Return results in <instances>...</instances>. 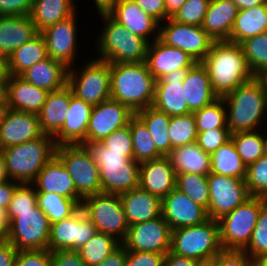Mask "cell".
Instances as JSON below:
<instances>
[{"label": "cell", "instance_id": "cell-72", "mask_svg": "<svg viewBox=\"0 0 267 266\" xmlns=\"http://www.w3.org/2000/svg\"><path fill=\"white\" fill-rule=\"evenodd\" d=\"M255 266H267V253L255 260Z\"/></svg>", "mask_w": 267, "mask_h": 266}, {"label": "cell", "instance_id": "cell-12", "mask_svg": "<svg viewBox=\"0 0 267 266\" xmlns=\"http://www.w3.org/2000/svg\"><path fill=\"white\" fill-rule=\"evenodd\" d=\"M51 224L36 205L31 211L15 212L5 237L18 251L47 250Z\"/></svg>", "mask_w": 267, "mask_h": 266}, {"label": "cell", "instance_id": "cell-29", "mask_svg": "<svg viewBox=\"0 0 267 266\" xmlns=\"http://www.w3.org/2000/svg\"><path fill=\"white\" fill-rule=\"evenodd\" d=\"M38 34L30 16H0V54L8 58L14 50Z\"/></svg>", "mask_w": 267, "mask_h": 266}, {"label": "cell", "instance_id": "cell-34", "mask_svg": "<svg viewBox=\"0 0 267 266\" xmlns=\"http://www.w3.org/2000/svg\"><path fill=\"white\" fill-rule=\"evenodd\" d=\"M168 158L176 174L208 176L211 173V154L203 151L196 142L173 148Z\"/></svg>", "mask_w": 267, "mask_h": 266}, {"label": "cell", "instance_id": "cell-3", "mask_svg": "<svg viewBox=\"0 0 267 266\" xmlns=\"http://www.w3.org/2000/svg\"><path fill=\"white\" fill-rule=\"evenodd\" d=\"M111 99L133 113L153 105L156 79L146 62L110 63Z\"/></svg>", "mask_w": 267, "mask_h": 266}, {"label": "cell", "instance_id": "cell-17", "mask_svg": "<svg viewBox=\"0 0 267 266\" xmlns=\"http://www.w3.org/2000/svg\"><path fill=\"white\" fill-rule=\"evenodd\" d=\"M77 13L78 11L40 32L46 44L48 57L63 63L67 68L76 65L78 56Z\"/></svg>", "mask_w": 267, "mask_h": 266}, {"label": "cell", "instance_id": "cell-56", "mask_svg": "<svg viewBox=\"0 0 267 266\" xmlns=\"http://www.w3.org/2000/svg\"><path fill=\"white\" fill-rule=\"evenodd\" d=\"M216 266H255L244 251L222 250L216 255Z\"/></svg>", "mask_w": 267, "mask_h": 266}, {"label": "cell", "instance_id": "cell-11", "mask_svg": "<svg viewBox=\"0 0 267 266\" xmlns=\"http://www.w3.org/2000/svg\"><path fill=\"white\" fill-rule=\"evenodd\" d=\"M81 208L94 224L97 232L109 234L123 242L129 225L119 194L98 193L83 198Z\"/></svg>", "mask_w": 267, "mask_h": 266}, {"label": "cell", "instance_id": "cell-8", "mask_svg": "<svg viewBox=\"0 0 267 266\" xmlns=\"http://www.w3.org/2000/svg\"><path fill=\"white\" fill-rule=\"evenodd\" d=\"M93 56L84 66L69 68L67 82L73 95L92 106L111 99L110 63Z\"/></svg>", "mask_w": 267, "mask_h": 266}, {"label": "cell", "instance_id": "cell-60", "mask_svg": "<svg viewBox=\"0 0 267 266\" xmlns=\"http://www.w3.org/2000/svg\"><path fill=\"white\" fill-rule=\"evenodd\" d=\"M18 250L6 239L0 242V266H15Z\"/></svg>", "mask_w": 267, "mask_h": 266}, {"label": "cell", "instance_id": "cell-65", "mask_svg": "<svg viewBox=\"0 0 267 266\" xmlns=\"http://www.w3.org/2000/svg\"><path fill=\"white\" fill-rule=\"evenodd\" d=\"M10 222L7 217V211L0 207V242L5 240V237L9 231Z\"/></svg>", "mask_w": 267, "mask_h": 266}, {"label": "cell", "instance_id": "cell-70", "mask_svg": "<svg viewBox=\"0 0 267 266\" xmlns=\"http://www.w3.org/2000/svg\"><path fill=\"white\" fill-rule=\"evenodd\" d=\"M9 78L8 59L0 54V80Z\"/></svg>", "mask_w": 267, "mask_h": 266}, {"label": "cell", "instance_id": "cell-74", "mask_svg": "<svg viewBox=\"0 0 267 266\" xmlns=\"http://www.w3.org/2000/svg\"><path fill=\"white\" fill-rule=\"evenodd\" d=\"M4 111L5 110L2 107H0V122H1Z\"/></svg>", "mask_w": 267, "mask_h": 266}, {"label": "cell", "instance_id": "cell-53", "mask_svg": "<svg viewBox=\"0 0 267 266\" xmlns=\"http://www.w3.org/2000/svg\"><path fill=\"white\" fill-rule=\"evenodd\" d=\"M231 139L228 128H215L197 135L196 143L206 153L212 154Z\"/></svg>", "mask_w": 267, "mask_h": 266}, {"label": "cell", "instance_id": "cell-62", "mask_svg": "<svg viewBox=\"0 0 267 266\" xmlns=\"http://www.w3.org/2000/svg\"><path fill=\"white\" fill-rule=\"evenodd\" d=\"M198 260L168 251L164 256L165 266H196Z\"/></svg>", "mask_w": 267, "mask_h": 266}, {"label": "cell", "instance_id": "cell-35", "mask_svg": "<svg viewBox=\"0 0 267 266\" xmlns=\"http://www.w3.org/2000/svg\"><path fill=\"white\" fill-rule=\"evenodd\" d=\"M77 10L75 0H34L29 14L38 33L68 18Z\"/></svg>", "mask_w": 267, "mask_h": 266}, {"label": "cell", "instance_id": "cell-15", "mask_svg": "<svg viewBox=\"0 0 267 266\" xmlns=\"http://www.w3.org/2000/svg\"><path fill=\"white\" fill-rule=\"evenodd\" d=\"M97 232L94 224L80 207L70 217L51 224L48 250H75L81 248Z\"/></svg>", "mask_w": 267, "mask_h": 266}, {"label": "cell", "instance_id": "cell-41", "mask_svg": "<svg viewBox=\"0 0 267 266\" xmlns=\"http://www.w3.org/2000/svg\"><path fill=\"white\" fill-rule=\"evenodd\" d=\"M121 245L113 236L101 232L90 238L77 250L86 266H96Z\"/></svg>", "mask_w": 267, "mask_h": 266}, {"label": "cell", "instance_id": "cell-31", "mask_svg": "<svg viewBox=\"0 0 267 266\" xmlns=\"http://www.w3.org/2000/svg\"><path fill=\"white\" fill-rule=\"evenodd\" d=\"M9 109L38 114L46 102L48 91L28 83L20 75H9Z\"/></svg>", "mask_w": 267, "mask_h": 266}, {"label": "cell", "instance_id": "cell-59", "mask_svg": "<svg viewBox=\"0 0 267 266\" xmlns=\"http://www.w3.org/2000/svg\"><path fill=\"white\" fill-rule=\"evenodd\" d=\"M51 266H86V264L77 251L61 250L51 252Z\"/></svg>", "mask_w": 267, "mask_h": 266}, {"label": "cell", "instance_id": "cell-16", "mask_svg": "<svg viewBox=\"0 0 267 266\" xmlns=\"http://www.w3.org/2000/svg\"><path fill=\"white\" fill-rule=\"evenodd\" d=\"M171 228L163 216L132 224L121 243L127 251L166 254L170 251Z\"/></svg>", "mask_w": 267, "mask_h": 266}, {"label": "cell", "instance_id": "cell-50", "mask_svg": "<svg viewBox=\"0 0 267 266\" xmlns=\"http://www.w3.org/2000/svg\"><path fill=\"white\" fill-rule=\"evenodd\" d=\"M243 251L254 261L267 253V202L261 207L251 240Z\"/></svg>", "mask_w": 267, "mask_h": 266}, {"label": "cell", "instance_id": "cell-9", "mask_svg": "<svg viewBox=\"0 0 267 266\" xmlns=\"http://www.w3.org/2000/svg\"><path fill=\"white\" fill-rule=\"evenodd\" d=\"M265 198L251 196L218 219L223 250L243 251L249 244Z\"/></svg>", "mask_w": 267, "mask_h": 266}, {"label": "cell", "instance_id": "cell-36", "mask_svg": "<svg viewBox=\"0 0 267 266\" xmlns=\"http://www.w3.org/2000/svg\"><path fill=\"white\" fill-rule=\"evenodd\" d=\"M267 31V4L238 10L228 41L241 44Z\"/></svg>", "mask_w": 267, "mask_h": 266}, {"label": "cell", "instance_id": "cell-63", "mask_svg": "<svg viewBox=\"0 0 267 266\" xmlns=\"http://www.w3.org/2000/svg\"><path fill=\"white\" fill-rule=\"evenodd\" d=\"M18 182L8 181L6 183L0 184V207L7 209L11 202L15 187Z\"/></svg>", "mask_w": 267, "mask_h": 266}, {"label": "cell", "instance_id": "cell-52", "mask_svg": "<svg viewBox=\"0 0 267 266\" xmlns=\"http://www.w3.org/2000/svg\"><path fill=\"white\" fill-rule=\"evenodd\" d=\"M105 147L111 151L124 152L127 158H133V146L130 131V121L127 126L122 129L113 131L101 142Z\"/></svg>", "mask_w": 267, "mask_h": 266}, {"label": "cell", "instance_id": "cell-68", "mask_svg": "<svg viewBox=\"0 0 267 266\" xmlns=\"http://www.w3.org/2000/svg\"><path fill=\"white\" fill-rule=\"evenodd\" d=\"M187 0H164L166 13L172 17Z\"/></svg>", "mask_w": 267, "mask_h": 266}, {"label": "cell", "instance_id": "cell-51", "mask_svg": "<svg viewBox=\"0 0 267 266\" xmlns=\"http://www.w3.org/2000/svg\"><path fill=\"white\" fill-rule=\"evenodd\" d=\"M210 0H187L171 17L177 23L201 26Z\"/></svg>", "mask_w": 267, "mask_h": 266}, {"label": "cell", "instance_id": "cell-55", "mask_svg": "<svg viewBox=\"0 0 267 266\" xmlns=\"http://www.w3.org/2000/svg\"><path fill=\"white\" fill-rule=\"evenodd\" d=\"M165 254L143 251H127L125 266H160Z\"/></svg>", "mask_w": 267, "mask_h": 266}, {"label": "cell", "instance_id": "cell-69", "mask_svg": "<svg viewBox=\"0 0 267 266\" xmlns=\"http://www.w3.org/2000/svg\"><path fill=\"white\" fill-rule=\"evenodd\" d=\"M8 181H11V179L7 173L5 160H4V157L0 151V184L6 183Z\"/></svg>", "mask_w": 267, "mask_h": 266}, {"label": "cell", "instance_id": "cell-6", "mask_svg": "<svg viewBox=\"0 0 267 266\" xmlns=\"http://www.w3.org/2000/svg\"><path fill=\"white\" fill-rule=\"evenodd\" d=\"M53 136L41 137L0 150L10 179L21 184H32L45 164L55 156Z\"/></svg>", "mask_w": 267, "mask_h": 266}, {"label": "cell", "instance_id": "cell-22", "mask_svg": "<svg viewBox=\"0 0 267 266\" xmlns=\"http://www.w3.org/2000/svg\"><path fill=\"white\" fill-rule=\"evenodd\" d=\"M107 14L131 33L147 40L149 43L159 38L160 23L144 12L132 0H119Z\"/></svg>", "mask_w": 267, "mask_h": 266}, {"label": "cell", "instance_id": "cell-66", "mask_svg": "<svg viewBox=\"0 0 267 266\" xmlns=\"http://www.w3.org/2000/svg\"><path fill=\"white\" fill-rule=\"evenodd\" d=\"M238 10L249 9L261 4H267V0H231Z\"/></svg>", "mask_w": 267, "mask_h": 266}, {"label": "cell", "instance_id": "cell-64", "mask_svg": "<svg viewBox=\"0 0 267 266\" xmlns=\"http://www.w3.org/2000/svg\"><path fill=\"white\" fill-rule=\"evenodd\" d=\"M9 105V89L8 78L0 80V107L4 110L8 109Z\"/></svg>", "mask_w": 267, "mask_h": 266}, {"label": "cell", "instance_id": "cell-14", "mask_svg": "<svg viewBox=\"0 0 267 266\" xmlns=\"http://www.w3.org/2000/svg\"><path fill=\"white\" fill-rule=\"evenodd\" d=\"M210 199L208 216L218 220L251 197L244 178L216 173L207 176Z\"/></svg>", "mask_w": 267, "mask_h": 266}, {"label": "cell", "instance_id": "cell-58", "mask_svg": "<svg viewBox=\"0 0 267 266\" xmlns=\"http://www.w3.org/2000/svg\"><path fill=\"white\" fill-rule=\"evenodd\" d=\"M134 1L144 12L156 19L159 23L171 18L166 13L164 0H132Z\"/></svg>", "mask_w": 267, "mask_h": 266}, {"label": "cell", "instance_id": "cell-48", "mask_svg": "<svg viewBox=\"0 0 267 266\" xmlns=\"http://www.w3.org/2000/svg\"><path fill=\"white\" fill-rule=\"evenodd\" d=\"M244 181L251 196L267 197V156L246 167Z\"/></svg>", "mask_w": 267, "mask_h": 266}, {"label": "cell", "instance_id": "cell-47", "mask_svg": "<svg viewBox=\"0 0 267 266\" xmlns=\"http://www.w3.org/2000/svg\"><path fill=\"white\" fill-rule=\"evenodd\" d=\"M168 132L171 150L196 142L198 133L193 113L172 116Z\"/></svg>", "mask_w": 267, "mask_h": 266}, {"label": "cell", "instance_id": "cell-43", "mask_svg": "<svg viewBox=\"0 0 267 266\" xmlns=\"http://www.w3.org/2000/svg\"><path fill=\"white\" fill-rule=\"evenodd\" d=\"M231 140L235 145L243 164L248 167L263 156V130L231 133Z\"/></svg>", "mask_w": 267, "mask_h": 266}, {"label": "cell", "instance_id": "cell-44", "mask_svg": "<svg viewBox=\"0 0 267 266\" xmlns=\"http://www.w3.org/2000/svg\"><path fill=\"white\" fill-rule=\"evenodd\" d=\"M247 64L255 77L267 75V31L241 43Z\"/></svg>", "mask_w": 267, "mask_h": 266}, {"label": "cell", "instance_id": "cell-21", "mask_svg": "<svg viewBox=\"0 0 267 266\" xmlns=\"http://www.w3.org/2000/svg\"><path fill=\"white\" fill-rule=\"evenodd\" d=\"M161 215L171 230L198 225L209 219L204 207L194 203L186 194L176 188L162 199Z\"/></svg>", "mask_w": 267, "mask_h": 266}, {"label": "cell", "instance_id": "cell-45", "mask_svg": "<svg viewBox=\"0 0 267 266\" xmlns=\"http://www.w3.org/2000/svg\"><path fill=\"white\" fill-rule=\"evenodd\" d=\"M176 189L186 194L194 203L208 210L210 192L206 175L176 174Z\"/></svg>", "mask_w": 267, "mask_h": 266}, {"label": "cell", "instance_id": "cell-61", "mask_svg": "<svg viewBox=\"0 0 267 266\" xmlns=\"http://www.w3.org/2000/svg\"><path fill=\"white\" fill-rule=\"evenodd\" d=\"M127 258V250L121 244L109 256H107L101 263L96 266H125Z\"/></svg>", "mask_w": 267, "mask_h": 266}, {"label": "cell", "instance_id": "cell-26", "mask_svg": "<svg viewBox=\"0 0 267 266\" xmlns=\"http://www.w3.org/2000/svg\"><path fill=\"white\" fill-rule=\"evenodd\" d=\"M92 105L77 98L70 97L69 110L63 127L53 136L55 145L86 144V132L90 120Z\"/></svg>", "mask_w": 267, "mask_h": 266}, {"label": "cell", "instance_id": "cell-32", "mask_svg": "<svg viewBox=\"0 0 267 266\" xmlns=\"http://www.w3.org/2000/svg\"><path fill=\"white\" fill-rule=\"evenodd\" d=\"M72 95L73 92L68 85L48 93L46 102L38 113L40 127L44 134L54 136L63 127Z\"/></svg>", "mask_w": 267, "mask_h": 266}, {"label": "cell", "instance_id": "cell-19", "mask_svg": "<svg viewBox=\"0 0 267 266\" xmlns=\"http://www.w3.org/2000/svg\"><path fill=\"white\" fill-rule=\"evenodd\" d=\"M38 114L6 109L0 122V150L41 137Z\"/></svg>", "mask_w": 267, "mask_h": 266}, {"label": "cell", "instance_id": "cell-2", "mask_svg": "<svg viewBox=\"0 0 267 266\" xmlns=\"http://www.w3.org/2000/svg\"><path fill=\"white\" fill-rule=\"evenodd\" d=\"M208 70L211 87L222 98L255 76L250 70L241 44L214 41L201 62Z\"/></svg>", "mask_w": 267, "mask_h": 266}, {"label": "cell", "instance_id": "cell-25", "mask_svg": "<svg viewBox=\"0 0 267 266\" xmlns=\"http://www.w3.org/2000/svg\"><path fill=\"white\" fill-rule=\"evenodd\" d=\"M195 63L186 52L159 39L149 43L146 64L156 80L177 69H190Z\"/></svg>", "mask_w": 267, "mask_h": 266}, {"label": "cell", "instance_id": "cell-5", "mask_svg": "<svg viewBox=\"0 0 267 266\" xmlns=\"http://www.w3.org/2000/svg\"><path fill=\"white\" fill-rule=\"evenodd\" d=\"M100 171L101 192L121 194L139 187L140 163L111 151L100 142L83 144Z\"/></svg>", "mask_w": 267, "mask_h": 266}, {"label": "cell", "instance_id": "cell-7", "mask_svg": "<svg viewBox=\"0 0 267 266\" xmlns=\"http://www.w3.org/2000/svg\"><path fill=\"white\" fill-rule=\"evenodd\" d=\"M223 250L219 223L209 218L205 222L172 230L170 252L196 260L215 257Z\"/></svg>", "mask_w": 267, "mask_h": 266}, {"label": "cell", "instance_id": "cell-42", "mask_svg": "<svg viewBox=\"0 0 267 266\" xmlns=\"http://www.w3.org/2000/svg\"><path fill=\"white\" fill-rule=\"evenodd\" d=\"M37 205L49 218L50 224L70 217L81 206L73 199L57 193H37Z\"/></svg>", "mask_w": 267, "mask_h": 266}, {"label": "cell", "instance_id": "cell-27", "mask_svg": "<svg viewBox=\"0 0 267 266\" xmlns=\"http://www.w3.org/2000/svg\"><path fill=\"white\" fill-rule=\"evenodd\" d=\"M128 225L161 216L162 200L140 187L119 194Z\"/></svg>", "mask_w": 267, "mask_h": 266}, {"label": "cell", "instance_id": "cell-54", "mask_svg": "<svg viewBox=\"0 0 267 266\" xmlns=\"http://www.w3.org/2000/svg\"><path fill=\"white\" fill-rule=\"evenodd\" d=\"M15 266H51V252L48 249L18 251Z\"/></svg>", "mask_w": 267, "mask_h": 266}, {"label": "cell", "instance_id": "cell-57", "mask_svg": "<svg viewBox=\"0 0 267 266\" xmlns=\"http://www.w3.org/2000/svg\"><path fill=\"white\" fill-rule=\"evenodd\" d=\"M34 0H0V16H27Z\"/></svg>", "mask_w": 267, "mask_h": 266}, {"label": "cell", "instance_id": "cell-37", "mask_svg": "<svg viewBox=\"0 0 267 266\" xmlns=\"http://www.w3.org/2000/svg\"><path fill=\"white\" fill-rule=\"evenodd\" d=\"M48 58L43 36L38 33L30 41L12 52L8 59L9 75H21L28 68Z\"/></svg>", "mask_w": 267, "mask_h": 266}, {"label": "cell", "instance_id": "cell-71", "mask_svg": "<svg viewBox=\"0 0 267 266\" xmlns=\"http://www.w3.org/2000/svg\"><path fill=\"white\" fill-rule=\"evenodd\" d=\"M196 266H216V256L199 260Z\"/></svg>", "mask_w": 267, "mask_h": 266}, {"label": "cell", "instance_id": "cell-73", "mask_svg": "<svg viewBox=\"0 0 267 266\" xmlns=\"http://www.w3.org/2000/svg\"><path fill=\"white\" fill-rule=\"evenodd\" d=\"M267 128L265 127L263 129L264 133H263V154L267 156ZM266 131V133H265Z\"/></svg>", "mask_w": 267, "mask_h": 266}, {"label": "cell", "instance_id": "cell-18", "mask_svg": "<svg viewBox=\"0 0 267 266\" xmlns=\"http://www.w3.org/2000/svg\"><path fill=\"white\" fill-rule=\"evenodd\" d=\"M134 115L127 106L112 99L94 105L86 132V144L101 142L113 131L127 126Z\"/></svg>", "mask_w": 267, "mask_h": 266}, {"label": "cell", "instance_id": "cell-40", "mask_svg": "<svg viewBox=\"0 0 267 266\" xmlns=\"http://www.w3.org/2000/svg\"><path fill=\"white\" fill-rule=\"evenodd\" d=\"M133 159L138 163L162 157L157 151L152 136L144 123L134 115L130 119Z\"/></svg>", "mask_w": 267, "mask_h": 266}, {"label": "cell", "instance_id": "cell-46", "mask_svg": "<svg viewBox=\"0 0 267 266\" xmlns=\"http://www.w3.org/2000/svg\"><path fill=\"white\" fill-rule=\"evenodd\" d=\"M197 133L215 128H228L226 107L223 98H217L211 104L193 112Z\"/></svg>", "mask_w": 267, "mask_h": 266}, {"label": "cell", "instance_id": "cell-28", "mask_svg": "<svg viewBox=\"0 0 267 266\" xmlns=\"http://www.w3.org/2000/svg\"><path fill=\"white\" fill-rule=\"evenodd\" d=\"M182 83L185 101L191 113L211 104L218 98L211 87L208 70L201 62H196L188 69Z\"/></svg>", "mask_w": 267, "mask_h": 266}, {"label": "cell", "instance_id": "cell-33", "mask_svg": "<svg viewBox=\"0 0 267 266\" xmlns=\"http://www.w3.org/2000/svg\"><path fill=\"white\" fill-rule=\"evenodd\" d=\"M68 70L63 63L48 57L28 68L20 76L34 86L52 92L67 85Z\"/></svg>", "mask_w": 267, "mask_h": 266}, {"label": "cell", "instance_id": "cell-23", "mask_svg": "<svg viewBox=\"0 0 267 266\" xmlns=\"http://www.w3.org/2000/svg\"><path fill=\"white\" fill-rule=\"evenodd\" d=\"M139 187L161 200L176 188V172L168 156L140 163Z\"/></svg>", "mask_w": 267, "mask_h": 266}, {"label": "cell", "instance_id": "cell-30", "mask_svg": "<svg viewBox=\"0 0 267 266\" xmlns=\"http://www.w3.org/2000/svg\"><path fill=\"white\" fill-rule=\"evenodd\" d=\"M237 13L231 0H210L201 27L213 41H228Z\"/></svg>", "mask_w": 267, "mask_h": 266}, {"label": "cell", "instance_id": "cell-10", "mask_svg": "<svg viewBox=\"0 0 267 266\" xmlns=\"http://www.w3.org/2000/svg\"><path fill=\"white\" fill-rule=\"evenodd\" d=\"M55 156L68 171L77 193L82 198L101 193L100 171L85 145H58L55 148Z\"/></svg>", "mask_w": 267, "mask_h": 266}, {"label": "cell", "instance_id": "cell-39", "mask_svg": "<svg viewBox=\"0 0 267 266\" xmlns=\"http://www.w3.org/2000/svg\"><path fill=\"white\" fill-rule=\"evenodd\" d=\"M211 173L245 178L246 166L231 139L211 154Z\"/></svg>", "mask_w": 267, "mask_h": 266}, {"label": "cell", "instance_id": "cell-67", "mask_svg": "<svg viewBox=\"0 0 267 266\" xmlns=\"http://www.w3.org/2000/svg\"><path fill=\"white\" fill-rule=\"evenodd\" d=\"M119 0H93L97 8L96 11L100 13H108V11L118 2Z\"/></svg>", "mask_w": 267, "mask_h": 266}, {"label": "cell", "instance_id": "cell-38", "mask_svg": "<svg viewBox=\"0 0 267 266\" xmlns=\"http://www.w3.org/2000/svg\"><path fill=\"white\" fill-rule=\"evenodd\" d=\"M135 115L149 130L157 151L162 156H168L171 152L168 132L171 117L153 106L139 110Z\"/></svg>", "mask_w": 267, "mask_h": 266}, {"label": "cell", "instance_id": "cell-20", "mask_svg": "<svg viewBox=\"0 0 267 266\" xmlns=\"http://www.w3.org/2000/svg\"><path fill=\"white\" fill-rule=\"evenodd\" d=\"M188 69L174 70L156 80L153 107L170 117L191 113L185 101L183 80Z\"/></svg>", "mask_w": 267, "mask_h": 266}, {"label": "cell", "instance_id": "cell-49", "mask_svg": "<svg viewBox=\"0 0 267 266\" xmlns=\"http://www.w3.org/2000/svg\"><path fill=\"white\" fill-rule=\"evenodd\" d=\"M36 205L37 192L34 185L19 183L15 187L11 202L6 209L9 222L15 218V212L31 211Z\"/></svg>", "mask_w": 267, "mask_h": 266}, {"label": "cell", "instance_id": "cell-4", "mask_svg": "<svg viewBox=\"0 0 267 266\" xmlns=\"http://www.w3.org/2000/svg\"><path fill=\"white\" fill-rule=\"evenodd\" d=\"M103 27L98 31L96 43L97 58L109 63L146 62L149 42L127 30L107 13H100Z\"/></svg>", "mask_w": 267, "mask_h": 266}, {"label": "cell", "instance_id": "cell-24", "mask_svg": "<svg viewBox=\"0 0 267 266\" xmlns=\"http://www.w3.org/2000/svg\"><path fill=\"white\" fill-rule=\"evenodd\" d=\"M32 184L37 193L54 192L75 200L81 206L83 198L77 193L73 179L56 156L45 164Z\"/></svg>", "mask_w": 267, "mask_h": 266}, {"label": "cell", "instance_id": "cell-13", "mask_svg": "<svg viewBox=\"0 0 267 266\" xmlns=\"http://www.w3.org/2000/svg\"><path fill=\"white\" fill-rule=\"evenodd\" d=\"M158 39L186 52L196 62L205 59L214 42L201 26L180 24L171 18L160 23Z\"/></svg>", "mask_w": 267, "mask_h": 266}, {"label": "cell", "instance_id": "cell-1", "mask_svg": "<svg viewBox=\"0 0 267 266\" xmlns=\"http://www.w3.org/2000/svg\"><path fill=\"white\" fill-rule=\"evenodd\" d=\"M222 98L231 133L260 130L266 126L267 82L264 77H254Z\"/></svg>", "mask_w": 267, "mask_h": 266}]
</instances>
